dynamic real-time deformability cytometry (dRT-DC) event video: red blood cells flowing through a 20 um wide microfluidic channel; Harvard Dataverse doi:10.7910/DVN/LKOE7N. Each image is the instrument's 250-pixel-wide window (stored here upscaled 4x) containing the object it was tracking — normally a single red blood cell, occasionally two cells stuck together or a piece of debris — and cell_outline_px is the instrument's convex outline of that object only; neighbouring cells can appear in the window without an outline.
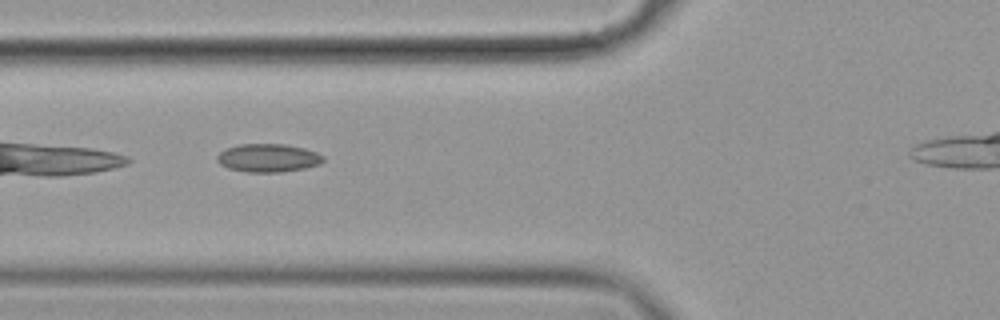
{"species": "common noctule bat (a hibernating species)", "species_latin": "Nyctalus noctula", "temperature_condition": "cold", "stored_images_in_passage": 4, "segment_of_instrument_passage": [1, 2], "camera_frame_rate_fps": 3000, "um_per_image_px": 0.085, "animal": {"sex": "female", "body_mass_g": 19.9}, "frame": {"image": 1, "passage_image": 2, "time_ms": 0.333, "image_size_px": [1000, 320], "cell_outline_px": [[324, 160], [320, 164], [304, 168], [280, 172], [248, 172], [228, 168], [220, 164], [216, 160], [216, 156], [220, 152], [228, 148], [240, 144], [284, 144], [304, 148], [316, 152], [324, 156]], "centroid_in_image_um": [22.79, 13.42], "position_along_channel_um": 103.0, "area_um2": 17.4}}
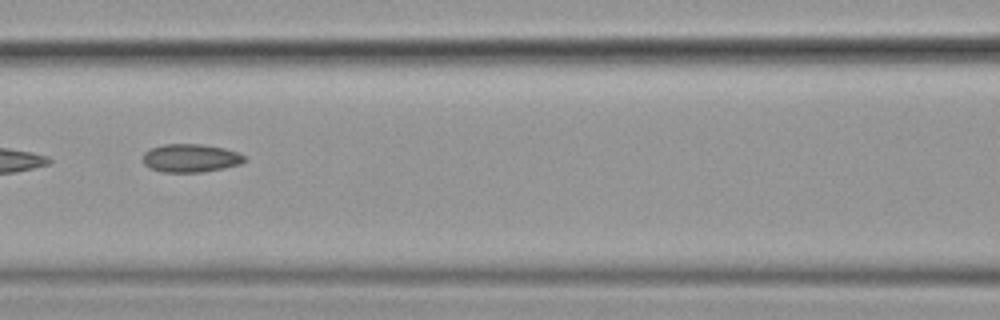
{"frame": {"image": 2, "passage_image": 3, "time_ms": 0.667, "image_size_px": [1000, 320], "cell_outline_px": [[248, 160], [240, 164], [224, 168], [200, 172], [164, 172], [152, 168], [144, 164], [144, 152], [152, 148], [164, 144], [204, 144], [224, 148], [236, 152], [244, 156]], "centroid_in_image_um": [16.23, 13.43], "position_along_channel_um": 150.4, "area_um2": 16.59}}